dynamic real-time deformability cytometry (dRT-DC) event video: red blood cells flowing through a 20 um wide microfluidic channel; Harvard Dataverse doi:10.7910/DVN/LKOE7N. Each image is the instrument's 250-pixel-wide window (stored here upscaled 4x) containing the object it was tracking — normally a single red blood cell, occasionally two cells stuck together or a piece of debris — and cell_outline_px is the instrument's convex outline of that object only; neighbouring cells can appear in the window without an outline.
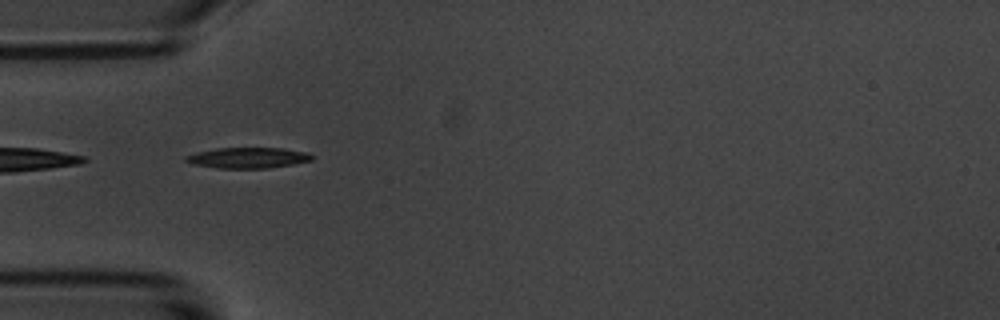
{"species": "common noctule bat (a hibernating species)", "species_latin": "Nyctalus noctula", "temperature_condition": "room temperature", "stored_images_in_passage": 40, "camera_frame_rate_fps": 3000, "um_per_image_px": 0.085, "animal": {"sex": "male", "body_mass_g": 20.1, "forearm_length_mm": 53.5}, "frame": {"image": 1, "passage_image": 1, "time_ms": 0.0, "image_size_px": [1000, 320], "cell_outline_px": [[312, 160], [292, 164], [268, 168], [216, 168], [196, 164], [184, 160], [184, 156], [196, 152], [216, 148], [284, 148], [308, 152], [312, 156]], "centroid_in_image_um": [21.07, 13.4], "position_along_channel_um": 63.9, "area_um2": 15.14}}
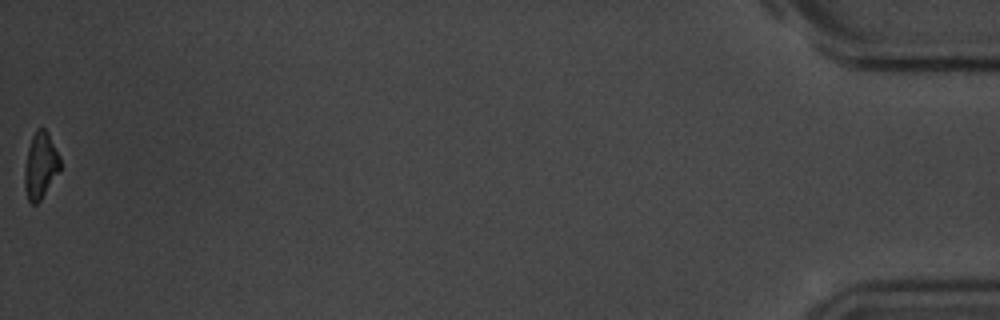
{"frame": {"image": 2, "passage_image": 40, "time_ms": 13.0, "image_size_px": [1000, 320], "cell_outline_px": [[60, 168], [40, 200], [36, 204], [32, 204], [28, 200], [24, 188], [24, 168], [28, 148], [32, 136], [36, 128], [44, 128], [48, 132], [60, 156]], "centroid_in_image_um": [3.42, 14.04], "position_along_channel_um": 431.8, "area_um2": 13.64}, "authors_computed_cell_mechanics": {"area_um2": 15.1436, "velocity_mm_per_s": 3.5973, "shape_relaxation_time_tau1_ms": 2.503, "shape_relaxation_time_tau2_ms": null, "deformation_change_tau1": 0.1424, "deformation_change_tau2": null}}